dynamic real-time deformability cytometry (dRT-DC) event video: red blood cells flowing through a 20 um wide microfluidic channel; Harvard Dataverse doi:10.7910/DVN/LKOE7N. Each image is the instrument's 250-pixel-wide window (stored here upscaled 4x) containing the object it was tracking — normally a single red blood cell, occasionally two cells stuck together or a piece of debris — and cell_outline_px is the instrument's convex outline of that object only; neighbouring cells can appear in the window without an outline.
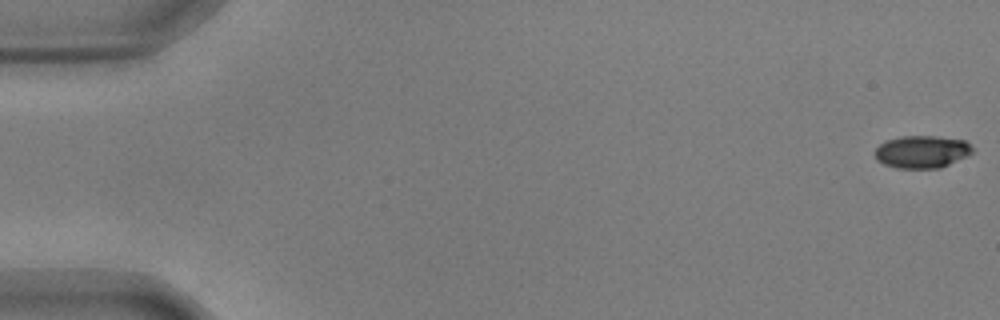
{"species": "common noctule bat (a hibernating species)", "species_latin": "Nyctalus noctula", "temperature_condition": "warm", "stored_images_in_passage": 56, "camera_frame_rate_fps": 3000, "um_per_image_px": 0.085, "animal": {"sex": "male", "body_mass_g": 17.9, "forearm_length_mm": 54.2}, "frame": {"image": 1, "passage_image": 1, "time_ms": 0.0, "image_size_px": [1000, 320], "cell_outline_px": [[972, 152], [940, 168], [896, 168], [884, 164], [876, 160], [872, 152], [884, 140], [900, 136], [936, 136], [964, 140], [972, 148]], "centroid_in_image_um": [78.26, 12.89], "position_along_channel_um": 6.7, "area_um2": 18.44}}
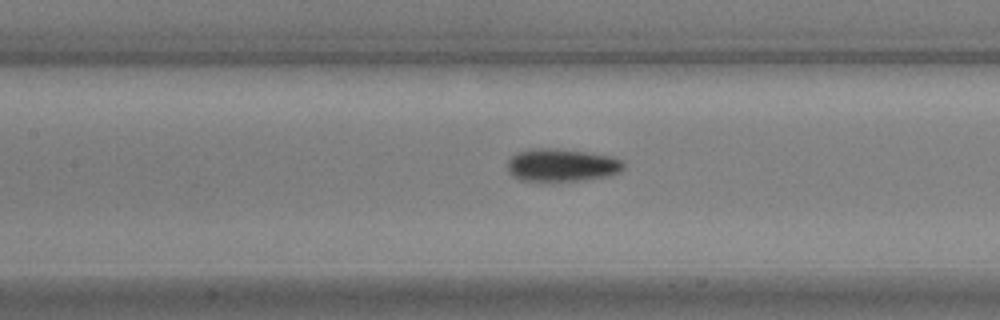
{"frame": {"image": 2, "passage_image": 26, "time_ms": 8.333, "image_size_px": [1000, 320], "cell_outline_px": [[624, 168], [620, 172], [604, 176], [576, 180], [520, 180], [512, 176], [508, 172], [508, 160], [516, 152], [532, 148], [556, 148], [592, 152], [612, 156], [624, 160]], "centroid_in_image_um": [47.75, 14.0], "position_along_channel_um": 159.6, "area_um2": 22.2}}
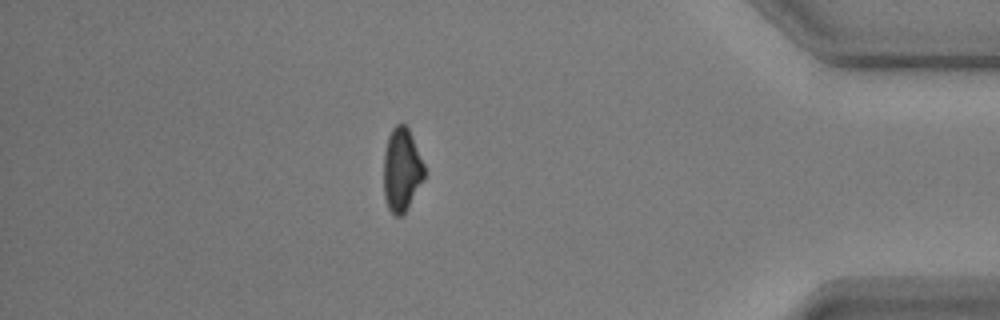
{"frame": {"image": 3, "passage_image": 49, "time_ms": 16.0, "image_size_px": [1000, 320], "cell_outline_px": [[424, 180], [408, 208], [400, 216], [396, 216], [388, 208], [384, 196], [384, 152], [388, 136], [392, 128], [396, 124], [404, 124], [408, 128], [412, 136], [424, 164]], "centroid_in_image_um": [34.14, 14.43], "position_along_channel_um": 401.1, "area_um2": 19.77}, "authors_computed_cell_mechanics": {"area_um2": 20.3456, "velocity_mm_per_s": 3.637, "shape_relaxation_time_tau1_ms": 3.1586, "shape_relaxation_time_tau2_ms": 4.2059, "deformation_change_tau1": 0.137, "deformation_change_tau2": 0.0885}}